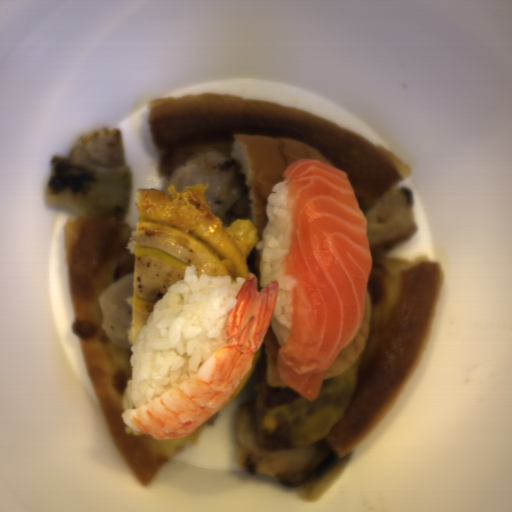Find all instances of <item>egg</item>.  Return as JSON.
Instances as JSON below:
<instances>
[{"instance_id": "d2b9013d", "label": "egg", "mask_w": 512, "mask_h": 512, "mask_svg": "<svg viewBox=\"0 0 512 512\" xmlns=\"http://www.w3.org/2000/svg\"><path fill=\"white\" fill-rule=\"evenodd\" d=\"M247 219L225 223L207 206L206 185L185 186L178 192L140 188L136 195L135 256L130 291L127 341L134 345L147 325L154 304L188 265L197 278L237 276L246 279V259L258 243Z\"/></svg>"}]
</instances>
